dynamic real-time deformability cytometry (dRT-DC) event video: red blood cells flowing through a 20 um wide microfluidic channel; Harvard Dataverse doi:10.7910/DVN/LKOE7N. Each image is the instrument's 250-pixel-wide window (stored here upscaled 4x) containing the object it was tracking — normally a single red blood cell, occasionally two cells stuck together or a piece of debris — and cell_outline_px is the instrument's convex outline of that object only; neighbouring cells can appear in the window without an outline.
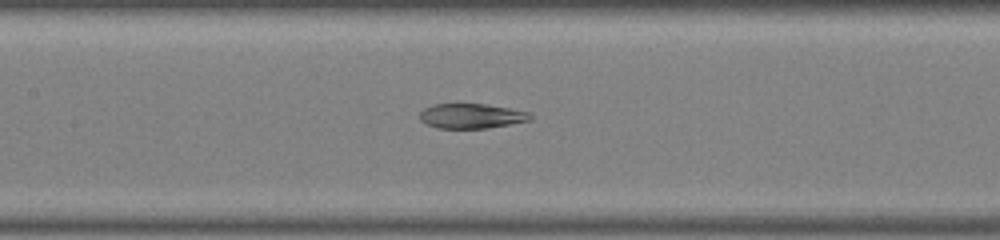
{"species": "common noctule bat (a hibernating species)", "species_latin": "Nyctalus noctula", "temperature_condition": "warm", "stored_images_in_passage": 41, "segment_of_instrument_passage": [2, 2], "camera_frame_rate_fps": 3000, "um_per_image_px": 0.085, "animal": {"sex": "male", "body_mass_g": 19.0, "forearm_length_mm": 50.8}, "frame": {"image": 1, "passage_image": 16, "time_ms": 5.0, "image_size_px": [1000, 240], "cell_outline_px": [[532, 120], [488, 128], [440, 128], [428, 124], [420, 120], [420, 112], [424, 108], [432, 104], [484, 104], [532, 112]], "centroid_in_image_um": [40.1, 9.85], "position_along_channel_um": 167.3, "area_um2": 15.95}}
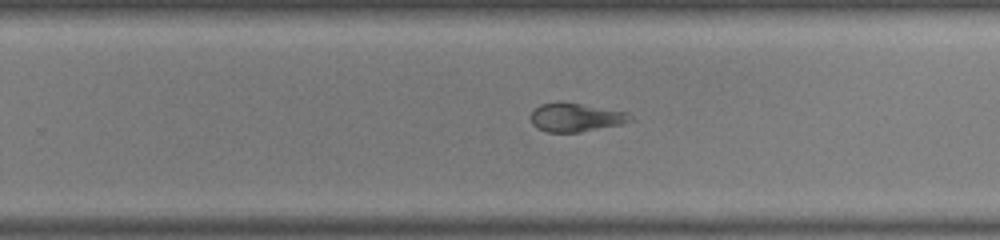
{"frame": {"image": 2, "passage_image": 24, "time_ms": 7.667, "image_size_px": [1000, 240], "cell_outline_px": [[632, 120], [620, 124], [580, 132], [548, 132], [536, 128], [532, 124], [528, 116], [532, 108], [540, 104], [560, 100], [628, 112]], "centroid_in_image_um": [48.83, 9.95], "position_along_channel_um": 281.0, "area_um2": 16.94}}
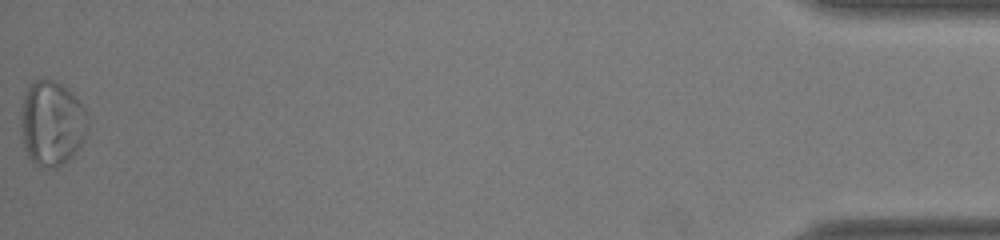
{"frame": {"image": 3, "passage_image": 41, "time_ms": 13.333, "image_size_px": [1000, 240], "cell_outline_px": [[88, 128], [84, 140], [76, 152], [56, 168], [36, 164], [28, 156], [24, 144], [20, 120], [24, 92], [36, 80], [52, 80], [60, 84], [76, 96], [88, 112]], "centroid_in_image_um": [4.43, 10.46], "position_along_channel_um": 430.8, "area_um2": 32.89}}